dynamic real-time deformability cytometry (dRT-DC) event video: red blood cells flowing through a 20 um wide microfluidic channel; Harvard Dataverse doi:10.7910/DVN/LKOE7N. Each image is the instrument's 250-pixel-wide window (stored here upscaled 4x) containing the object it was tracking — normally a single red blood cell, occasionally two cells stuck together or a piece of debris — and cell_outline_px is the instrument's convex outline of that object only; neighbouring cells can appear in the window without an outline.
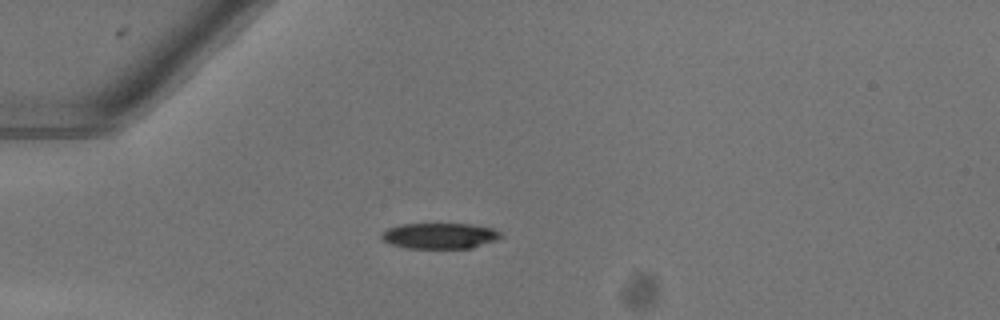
{"species": "common noctule bat (a hibernating species)", "species_latin": "Nyctalus noctula", "temperature_condition": "warm", "stored_images_in_passage": 8, "camera_frame_rate_fps": 3000, "um_per_image_px": 0.085, "animal": {"sex": "female"}, "frame": {"image": 1, "passage_image": 1, "time_ms": 0.0, "image_size_px": [1000, 320], "cell_outline_px": [[500, 236], [496, 240], [472, 248], [408, 248], [392, 244], [384, 240], [380, 236], [380, 232], [388, 228], [400, 224], [468, 224], [492, 228], [500, 232]], "centroid_in_image_um": [37.34, 20.04], "position_along_channel_um": 47.7, "area_um2": 17.74}}
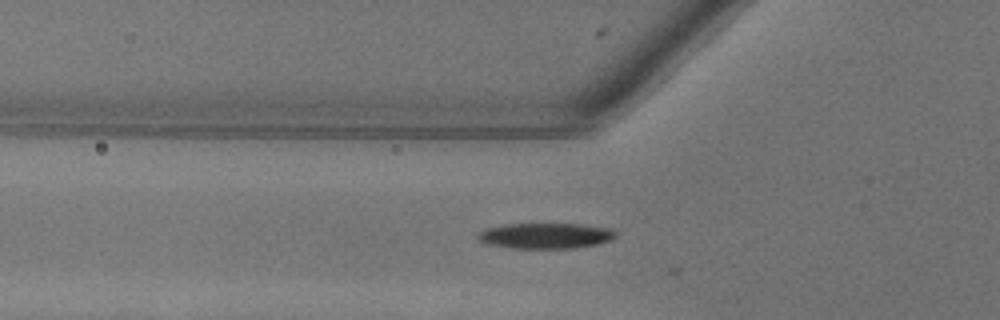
{"frame": {"image": 2, "passage_image": 5, "time_ms": 1.333, "image_size_px": [1000, 320], "cell_outline_px": [[616, 236], [612, 240], [596, 244], [576, 248], [512, 248], [488, 244], [480, 240], [476, 236], [480, 232], [488, 228], [504, 224], [580, 224], [612, 228], [616, 232]], "centroid_in_image_um": [46.42, 20.04], "position_along_channel_um": 79.4, "area_um2": 20.52}}